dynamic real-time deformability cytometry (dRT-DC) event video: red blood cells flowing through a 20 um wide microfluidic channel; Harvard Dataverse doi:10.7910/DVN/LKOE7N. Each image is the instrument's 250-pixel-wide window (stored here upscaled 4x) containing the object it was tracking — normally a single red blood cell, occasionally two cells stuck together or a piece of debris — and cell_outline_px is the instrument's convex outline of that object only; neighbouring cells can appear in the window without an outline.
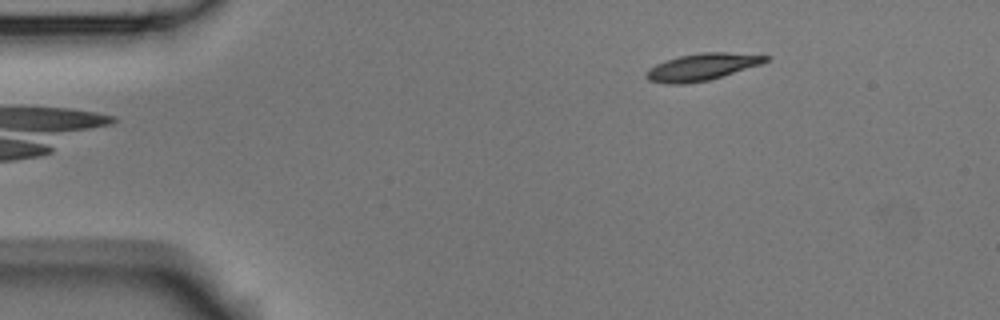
{"species": "Egyptian fruit bat (a non-hibernating species)", "species_latin": "Rousettus aegyptiacus", "temperature_condition": "room temperature", "stored_images_in_passage": 3, "camera_frame_rate_fps": 3000, "um_per_image_px": 0.085, "animal": {"sex": "male"}, "frame": {"image": 1, "passage_image": 3, "time_ms": 0.667, "image_size_px": [1000, 320], "cell_outline_px": [[772, 56], [768, 60], [760, 64], [708, 80], [684, 84], [664, 84], [648, 80], [644, 76], [648, 68], [656, 64], [680, 56], [704, 52], [728, 52]], "centroid_in_image_um": [59.63, 5.69], "position_along_channel_um": 25.4, "area_um2": 18.55}}